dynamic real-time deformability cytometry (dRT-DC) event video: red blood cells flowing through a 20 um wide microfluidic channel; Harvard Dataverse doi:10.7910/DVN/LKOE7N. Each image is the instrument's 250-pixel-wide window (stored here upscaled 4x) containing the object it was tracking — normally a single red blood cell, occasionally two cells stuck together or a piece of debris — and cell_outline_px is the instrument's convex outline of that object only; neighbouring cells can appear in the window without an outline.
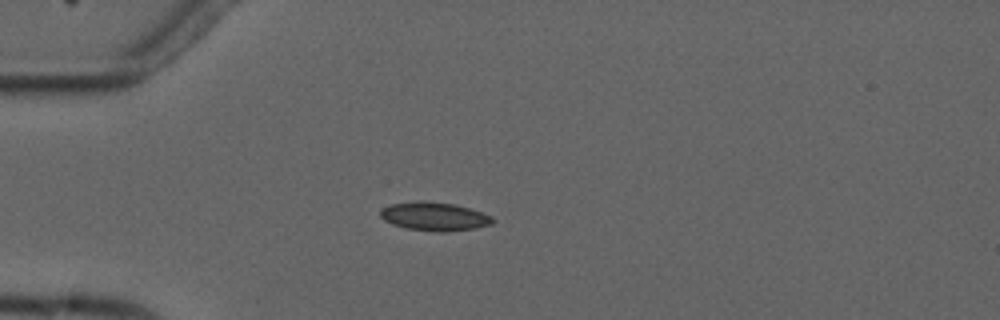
{"species": "common noctule bat (a hibernating species)", "species_latin": "Nyctalus noctula", "temperature_condition": "cold", "stored_images_in_passage": 4, "camera_frame_rate_fps": 3000, "um_per_image_px": 0.085, "animal": {"sex": "male", "forearm_length_mm": 52.5}, "frame": {"image": 1, "passage_image": 4, "time_ms": 4.0, "image_size_px": [1000, 320], "cell_outline_px": [[496, 220], [492, 224], [476, 228], [444, 232], [436, 232], [408, 228], [392, 224], [384, 220], [380, 216], [380, 212], [384, 208], [392, 204], [452, 204], [468, 208], [492, 216]], "centroid_in_image_um": [37.0, 18.46], "position_along_channel_um": 48.0, "area_um2": 17.63}}